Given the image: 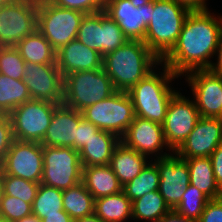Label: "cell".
<instances>
[{
	"mask_svg": "<svg viewBox=\"0 0 222 222\" xmlns=\"http://www.w3.org/2000/svg\"><path fill=\"white\" fill-rule=\"evenodd\" d=\"M217 17L208 9L190 11L176 44L161 59V65L180 77L193 70L208 69L222 33V17Z\"/></svg>",
	"mask_w": 222,
	"mask_h": 222,
	"instance_id": "cell-1",
	"label": "cell"
},
{
	"mask_svg": "<svg viewBox=\"0 0 222 222\" xmlns=\"http://www.w3.org/2000/svg\"><path fill=\"white\" fill-rule=\"evenodd\" d=\"M161 60L140 40H128L103 56L102 68L117 91H128L153 71Z\"/></svg>",
	"mask_w": 222,
	"mask_h": 222,
	"instance_id": "cell-2",
	"label": "cell"
},
{
	"mask_svg": "<svg viewBox=\"0 0 222 222\" xmlns=\"http://www.w3.org/2000/svg\"><path fill=\"white\" fill-rule=\"evenodd\" d=\"M144 43L161 60L176 44L190 10L175 0H151Z\"/></svg>",
	"mask_w": 222,
	"mask_h": 222,
	"instance_id": "cell-3",
	"label": "cell"
},
{
	"mask_svg": "<svg viewBox=\"0 0 222 222\" xmlns=\"http://www.w3.org/2000/svg\"><path fill=\"white\" fill-rule=\"evenodd\" d=\"M162 67L161 75L153 70L127 91L135 116L160 124L164 122L169 102L177 91L169 83L179 77L167 66Z\"/></svg>",
	"mask_w": 222,
	"mask_h": 222,
	"instance_id": "cell-4",
	"label": "cell"
},
{
	"mask_svg": "<svg viewBox=\"0 0 222 222\" xmlns=\"http://www.w3.org/2000/svg\"><path fill=\"white\" fill-rule=\"evenodd\" d=\"M63 88L62 104L80 112L117 91L103 68L66 75Z\"/></svg>",
	"mask_w": 222,
	"mask_h": 222,
	"instance_id": "cell-5",
	"label": "cell"
},
{
	"mask_svg": "<svg viewBox=\"0 0 222 222\" xmlns=\"http://www.w3.org/2000/svg\"><path fill=\"white\" fill-rule=\"evenodd\" d=\"M84 13L55 6L49 0H38L37 30L57 51L77 38Z\"/></svg>",
	"mask_w": 222,
	"mask_h": 222,
	"instance_id": "cell-6",
	"label": "cell"
},
{
	"mask_svg": "<svg viewBox=\"0 0 222 222\" xmlns=\"http://www.w3.org/2000/svg\"><path fill=\"white\" fill-rule=\"evenodd\" d=\"M83 117L100 130L121 138L135 118L134 107L127 91H116L110 97L87 106Z\"/></svg>",
	"mask_w": 222,
	"mask_h": 222,
	"instance_id": "cell-7",
	"label": "cell"
},
{
	"mask_svg": "<svg viewBox=\"0 0 222 222\" xmlns=\"http://www.w3.org/2000/svg\"><path fill=\"white\" fill-rule=\"evenodd\" d=\"M43 161L42 184L65 190L82 182L83 167L75 149L43 146Z\"/></svg>",
	"mask_w": 222,
	"mask_h": 222,
	"instance_id": "cell-8",
	"label": "cell"
},
{
	"mask_svg": "<svg viewBox=\"0 0 222 222\" xmlns=\"http://www.w3.org/2000/svg\"><path fill=\"white\" fill-rule=\"evenodd\" d=\"M38 0L0 4V47H15L37 30Z\"/></svg>",
	"mask_w": 222,
	"mask_h": 222,
	"instance_id": "cell-9",
	"label": "cell"
},
{
	"mask_svg": "<svg viewBox=\"0 0 222 222\" xmlns=\"http://www.w3.org/2000/svg\"><path fill=\"white\" fill-rule=\"evenodd\" d=\"M60 104L31 99L9 113L13 138L41 143L49 127L54 110Z\"/></svg>",
	"mask_w": 222,
	"mask_h": 222,
	"instance_id": "cell-10",
	"label": "cell"
},
{
	"mask_svg": "<svg viewBox=\"0 0 222 222\" xmlns=\"http://www.w3.org/2000/svg\"><path fill=\"white\" fill-rule=\"evenodd\" d=\"M200 117L192 99L182 96L179 91L172 96L162 123L165 141L170 151L175 152L182 145Z\"/></svg>",
	"mask_w": 222,
	"mask_h": 222,
	"instance_id": "cell-11",
	"label": "cell"
},
{
	"mask_svg": "<svg viewBox=\"0 0 222 222\" xmlns=\"http://www.w3.org/2000/svg\"><path fill=\"white\" fill-rule=\"evenodd\" d=\"M43 167V145L41 143L14 139L0 170L6 175L41 183Z\"/></svg>",
	"mask_w": 222,
	"mask_h": 222,
	"instance_id": "cell-12",
	"label": "cell"
},
{
	"mask_svg": "<svg viewBox=\"0 0 222 222\" xmlns=\"http://www.w3.org/2000/svg\"><path fill=\"white\" fill-rule=\"evenodd\" d=\"M23 81L31 99L60 105L63 103L64 77L56 62L44 65L25 62Z\"/></svg>",
	"mask_w": 222,
	"mask_h": 222,
	"instance_id": "cell-13",
	"label": "cell"
},
{
	"mask_svg": "<svg viewBox=\"0 0 222 222\" xmlns=\"http://www.w3.org/2000/svg\"><path fill=\"white\" fill-rule=\"evenodd\" d=\"M173 154L165 152L154 159L160 177L158 191L172 210L180 203L190 184L187 162L175 152Z\"/></svg>",
	"mask_w": 222,
	"mask_h": 222,
	"instance_id": "cell-14",
	"label": "cell"
},
{
	"mask_svg": "<svg viewBox=\"0 0 222 222\" xmlns=\"http://www.w3.org/2000/svg\"><path fill=\"white\" fill-rule=\"evenodd\" d=\"M186 75L200 116L218 118L222 110V76L209 69L193 70Z\"/></svg>",
	"mask_w": 222,
	"mask_h": 222,
	"instance_id": "cell-15",
	"label": "cell"
},
{
	"mask_svg": "<svg viewBox=\"0 0 222 222\" xmlns=\"http://www.w3.org/2000/svg\"><path fill=\"white\" fill-rule=\"evenodd\" d=\"M222 144V121L200 117L192 132L175 153L182 159L210 157Z\"/></svg>",
	"mask_w": 222,
	"mask_h": 222,
	"instance_id": "cell-16",
	"label": "cell"
},
{
	"mask_svg": "<svg viewBox=\"0 0 222 222\" xmlns=\"http://www.w3.org/2000/svg\"><path fill=\"white\" fill-rule=\"evenodd\" d=\"M104 11L119 24L129 40L144 41L151 21L149 3L135 8L129 0H106Z\"/></svg>",
	"mask_w": 222,
	"mask_h": 222,
	"instance_id": "cell-17",
	"label": "cell"
},
{
	"mask_svg": "<svg viewBox=\"0 0 222 222\" xmlns=\"http://www.w3.org/2000/svg\"><path fill=\"white\" fill-rule=\"evenodd\" d=\"M120 141L140 154L158 155L163 147L168 149L162 124L135 116ZM158 152V153H157Z\"/></svg>",
	"mask_w": 222,
	"mask_h": 222,
	"instance_id": "cell-18",
	"label": "cell"
},
{
	"mask_svg": "<svg viewBox=\"0 0 222 222\" xmlns=\"http://www.w3.org/2000/svg\"><path fill=\"white\" fill-rule=\"evenodd\" d=\"M82 112L59 105L41 142L43 146L73 148L77 151V129Z\"/></svg>",
	"mask_w": 222,
	"mask_h": 222,
	"instance_id": "cell-19",
	"label": "cell"
},
{
	"mask_svg": "<svg viewBox=\"0 0 222 222\" xmlns=\"http://www.w3.org/2000/svg\"><path fill=\"white\" fill-rule=\"evenodd\" d=\"M103 57L97 51L83 45L77 39L56 51V65L62 76L73 72L102 68Z\"/></svg>",
	"mask_w": 222,
	"mask_h": 222,
	"instance_id": "cell-20",
	"label": "cell"
},
{
	"mask_svg": "<svg viewBox=\"0 0 222 222\" xmlns=\"http://www.w3.org/2000/svg\"><path fill=\"white\" fill-rule=\"evenodd\" d=\"M120 142L116 134L99 130L79 152L82 167L109 165L113 150Z\"/></svg>",
	"mask_w": 222,
	"mask_h": 222,
	"instance_id": "cell-21",
	"label": "cell"
},
{
	"mask_svg": "<svg viewBox=\"0 0 222 222\" xmlns=\"http://www.w3.org/2000/svg\"><path fill=\"white\" fill-rule=\"evenodd\" d=\"M82 183L94 199L120 193L123 188L110 165L83 167Z\"/></svg>",
	"mask_w": 222,
	"mask_h": 222,
	"instance_id": "cell-22",
	"label": "cell"
},
{
	"mask_svg": "<svg viewBox=\"0 0 222 222\" xmlns=\"http://www.w3.org/2000/svg\"><path fill=\"white\" fill-rule=\"evenodd\" d=\"M147 156L120 142L113 150L110 167L122 186L134 179L148 164Z\"/></svg>",
	"mask_w": 222,
	"mask_h": 222,
	"instance_id": "cell-23",
	"label": "cell"
},
{
	"mask_svg": "<svg viewBox=\"0 0 222 222\" xmlns=\"http://www.w3.org/2000/svg\"><path fill=\"white\" fill-rule=\"evenodd\" d=\"M189 167L190 184L198 188L210 200L222 197L217 185L210 157L184 159Z\"/></svg>",
	"mask_w": 222,
	"mask_h": 222,
	"instance_id": "cell-24",
	"label": "cell"
},
{
	"mask_svg": "<svg viewBox=\"0 0 222 222\" xmlns=\"http://www.w3.org/2000/svg\"><path fill=\"white\" fill-rule=\"evenodd\" d=\"M15 48L25 62L41 65L56 62V50L38 30L26 36Z\"/></svg>",
	"mask_w": 222,
	"mask_h": 222,
	"instance_id": "cell-25",
	"label": "cell"
},
{
	"mask_svg": "<svg viewBox=\"0 0 222 222\" xmlns=\"http://www.w3.org/2000/svg\"><path fill=\"white\" fill-rule=\"evenodd\" d=\"M94 213L103 222H123L132 219V201L123 191L95 199Z\"/></svg>",
	"mask_w": 222,
	"mask_h": 222,
	"instance_id": "cell-26",
	"label": "cell"
},
{
	"mask_svg": "<svg viewBox=\"0 0 222 222\" xmlns=\"http://www.w3.org/2000/svg\"><path fill=\"white\" fill-rule=\"evenodd\" d=\"M95 199L80 182L63 190V209L74 220L94 214Z\"/></svg>",
	"mask_w": 222,
	"mask_h": 222,
	"instance_id": "cell-27",
	"label": "cell"
},
{
	"mask_svg": "<svg viewBox=\"0 0 222 222\" xmlns=\"http://www.w3.org/2000/svg\"><path fill=\"white\" fill-rule=\"evenodd\" d=\"M171 210L158 190L149 192L141 198L132 201L133 220L158 222Z\"/></svg>",
	"mask_w": 222,
	"mask_h": 222,
	"instance_id": "cell-28",
	"label": "cell"
},
{
	"mask_svg": "<svg viewBox=\"0 0 222 222\" xmlns=\"http://www.w3.org/2000/svg\"><path fill=\"white\" fill-rule=\"evenodd\" d=\"M29 100L31 96L23 79L15 80L0 73V112L9 114Z\"/></svg>",
	"mask_w": 222,
	"mask_h": 222,
	"instance_id": "cell-29",
	"label": "cell"
},
{
	"mask_svg": "<svg viewBox=\"0 0 222 222\" xmlns=\"http://www.w3.org/2000/svg\"><path fill=\"white\" fill-rule=\"evenodd\" d=\"M159 180L157 165L152 160L149 161L138 176L123 186L122 191L131 201H134L149 192L157 191L159 188Z\"/></svg>",
	"mask_w": 222,
	"mask_h": 222,
	"instance_id": "cell-30",
	"label": "cell"
},
{
	"mask_svg": "<svg viewBox=\"0 0 222 222\" xmlns=\"http://www.w3.org/2000/svg\"><path fill=\"white\" fill-rule=\"evenodd\" d=\"M63 210V190L40 183L32 204V214L43 219L46 215L61 214Z\"/></svg>",
	"mask_w": 222,
	"mask_h": 222,
	"instance_id": "cell-31",
	"label": "cell"
},
{
	"mask_svg": "<svg viewBox=\"0 0 222 222\" xmlns=\"http://www.w3.org/2000/svg\"><path fill=\"white\" fill-rule=\"evenodd\" d=\"M76 39L102 56V46L104 45L102 11L84 15Z\"/></svg>",
	"mask_w": 222,
	"mask_h": 222,
	"instance_id": "cell-32",
	"label": "cell"
},
{
	"mask_svg": "<svg viewBox=\"0 0 222 222\" xmlns=\"http://www.w3.org/2000/svg\"><path fill=\"white\" fill-rule=\"evenodd\" d=\"M209 200L198 188L189 184L180 203L173 210L184 218L198 222Z\"/></svg>",
	"mask_w": 222,
	"mask_h": 222,
	"instance_id": "cell-33",
	"label": "cell"
},
{
	"mask_svg": "<svg viewBox=\"0 0 222 222\" xmlns=\"http://www.w3.org/2000/svg\"><path fill=\"white\" fill-rule=\"evenodd\" d=\"M4 195L19 198L26 203L33 204L40 183L28 181L13 175H6L1 171Z\"/></svg>",
	"mask_w": 222,
	"mask_h": 222,
	"instance_id": "cell-34",
	"label": "cell"
},
{
	"mask_svg": "<svg viewBox=\"0 0 222 222\" xmlns=\"http://www.w3.org/2000/svg\"><path fill=\"white\" fill-rule=\"evenodd\" d=\"M102 28L104 29V45L102 57L122 47L129 39L125 36L119 24L104 10L102 11Z\"/></svg>",
	"mask_w": 222,
	"mask_h": 222,
	"instance_id": "cell-35",
	"label": "cell"
},
{
	"mask_svg": "<svg viewBox=\"0 0 222 222\" xmlns=\"http://www.w3.org/2000/svg\"><path fill=\"white\" fill-rule=\"evenodd\" d=\"M25 61L15 47H0V73L15 80L23 79Z\"/></svg>",
	"mask_w": 222,
	"mask_h": 222,
	"instance_id": "cell-36",
	"label": "cell"
},
{
	"mask_svg": "<svg viewBox=\"0 0 222 222\" xmlns=\"http://www.w3.org/2000/svg\"><path fill=\"white\" fill-rule=\"evenodd\" d=\"M30 214H32V204L3 194L0 203V216L10 222H15Z\"/></svg>",
	"mask_w": 222,
	"mask_h": 222,
	"instance_id": "cell-37",
	"label": "cell"
},
{
	"mask_svg": "<svg viewBox=\"0 0 222 222\" xmlns=\"http://www.w3.org/2000/svg\"><path fill=\"white\" fill-rule=\"evenodd\" d=\"M55 6L80 11L84 14L101 12L106 0H49Z\"/></svg>",
	"mask_w": 222,
	"mask_h": 222,
	"instance_id": "cell-38",
	"label": "cell"
},
{
	"mask_svg": "<svg viewBox=\"0 0 222 222\" xmlns=\"http://www.w3.org/2000/svg\"><path fill=\"white\" fill-rule=\"evenodd\" d=\"M13 140L9 114L0 112V168Z\"/></svg>",
	"mask_w": 222,
	"mask_h": 222,
	"instance_id": "cell-39",
	"label": "cell"
},
{
	"mask_svg": "<svg viewBox=\"0 0 222 222\" xmlns=\"http://www.w3.org/2000/svg\"><path fill=\"white\" fill-rule=\"evenodd\" d=\"M100 129L88 122L84 117L80 120L77 129V151L80 152L87 142L99 131Z\"/></svg>",
	"mask_w": 222,
	"mask_h": 222,
	"instance_id": "cell-40",
	"label": "cell"
},
{
	"mask_svg": "<svg viewBox=\"0 0 222 222\" xmlns=\"http://www.w3.org/2000/svg\"><path fill=\"white\" fill-rule=\"evenodd\" d=\"M198 222H222V197L206 203Z\"/></svg>",
	"mask_w": 222,
	"mask_h": 222,
	"instance_id": "cell-41",
	"label": "cell"
},
{
	"mask_svg": "<svg viewBox=\"0 0 222 222\" xmlns=\"http://www.w3.org/2000/svg\"><path fill=\"white\" fill-rule=\"evenodd\" d=\"M217 185L222 190V144L210 156Z\"/></svg>",
	"mask_w": 222,
	"mask_h": 222,
	"instance_id": "cell-42",
	"label": "cell"
},
{
	"mask_svg": "<svg viewBox=\"0 0 222 222\" xmlns=\"http://www.w3.org/2000/svg\"><path fill=\"white\" fill-rule=\"evenodd\" d=\"M180 5L186 7L190 11H202L208 9L206 0H175Z\"/></svg>",
	"mask_w": 222,
	"mask_h": 222,
	"instance_id": "cell-43",
	"label": "cell"
},
{
	"mask_svg": "<svg viewBox=\"0 0 222 222\" xmlns=\"http://www.w3.org/2000/svg\"><path fill=\"white\" fill-rule=\"evenodd\" d=\"M217 53V62L211 63L210 67L208 68L211 72L221 75L222 76V33L219 40L218 47L215 51Z\"/></svg>",
	"mask_w": 222,
	"mask_h": 222,
	"instance_id": "cell-44",
	"label": "cell"
},
{
	"mask_svg": "<svg viewBox=\"0 0 222 222\" xmlns=\"http://www.w3.org/2000/svg\"><path fill=\"white\" fill-rule=\"evenodd\" d=\"M158 222H196L187 218H184L178 214L175 210H171L164 215Z\"/></svg>",
	"mask_w": 222,
	"mask_h": 222,
	"instance_id": "cell-45",
	"label": "cell"
},
{
	"mask_svg": "<svg viewBox=\"0 0 222 222\" xmlns=\"http://www.w3.org/2000/svg\"><path fill=\"white\" fill-rule=\"evenodd\" d=\"M42 222H72L73 219L64 210L61 214L46 215V218L41 219Z\"/></svg>",
	"mask_w": 222,
	"mask_h": 222,
	"instance_id": "cell-46",
	"label": "cell"
},
{
	"mask_svg": "<svg viewBox=\"0 0 222 222\" xmlns=\"http://www.w3.org/2000/svg\"><path fill=\"white\" fill-rule=\"evenodd\" d=\"M72 222H103L95 213L83 218L74 219Z\"/></svg>",
	"mask_w": 222,
	"mask_h": 222,
	"instance_id": "cell-47",
	"label": "cell"
},
{
	"mask_svg": "<svg viewBox=\"0 0 222 222\" xmlns=\"http://www.w3.org/2000/svg\"><path fill=\"white\" fill-rule=\"evenodd\" d=\"M15 222H42V220L39 219L37 216L30 214V215L23 217L22 219L17 220Z\"/></svg>",
	"mask_w": 222,
	"mask_h": 222,
	"instance_id": "cell-48",
	"label": "cell"
},
{
	"mask_svg": "<svg viewBox=\"0 0 222 222\" xmlns=\"http://www.w3.org/2000/svg\"><path fill=\"white\" fill-rule=\"evenodd\" d=\"M135 8L148 4L151 0H129Z\"/></svg>",
	"mask_w": 222,
	"mask_h": 222,
	"instance_id": "cell-49",
	"label": "cell"
},
{
	"mask_svg": "<svg viewBox=\"0 0 222 222\" xmlns=\"http://www.w3.org/2000/svg\"><path fill=\"white\" fill-rule=\"evenodd\" d=\"M3 184H2V180H1V170H0V203H1V198L3 197Z\"/></svg>",
	"mask_w": 222,
	"mask_h": 222,
	"instance_id": "cell-50",
	"label": "cell"
},
{
	"mask_svg": "<svg viewBox=\"0 0 222 222\" xmlns=\"http://www.w3.org/2000/svg\"><path fill=\"white\" fill-rule=\"evenodd\" d=\"M11 1H14V0H0V4L11 2Z\"/></svg>",
	"mask_w": 222,
	"mask_h": 222,
	"instance_id": "cell-51",
	"label": "cell"
},
{
	"mask_svg": "<svg viewBox=\"0 0 222 222\" xmlns=\"http://www.w3.org/2000/svg\"><path fill=\"white\" fill-rule=\"evenodd\" d=\"M0 222H10V221H8L5 218H3L2 216H0Z\"/></svg>",
	"mask_w": 222,
	"mask_h": 222,
	"instance_id": "cell-52",
	"label": "cell"
},
{
	"mask_svg": "<svg viewBox=\"0 0 222 222\" xmlns=\"http://www.w3.org/2000/svg\"><path fill=\"white\" fill-rule=\"evenodd\" d=\"M218 118L222 121V110H221V113H220V115L218 116Z\"/></svg>",
	"mask_w": 222,
	"mask_h": 222,
	"instance_id": "cell-53",
	"label": "cell"
}]
</instances>
